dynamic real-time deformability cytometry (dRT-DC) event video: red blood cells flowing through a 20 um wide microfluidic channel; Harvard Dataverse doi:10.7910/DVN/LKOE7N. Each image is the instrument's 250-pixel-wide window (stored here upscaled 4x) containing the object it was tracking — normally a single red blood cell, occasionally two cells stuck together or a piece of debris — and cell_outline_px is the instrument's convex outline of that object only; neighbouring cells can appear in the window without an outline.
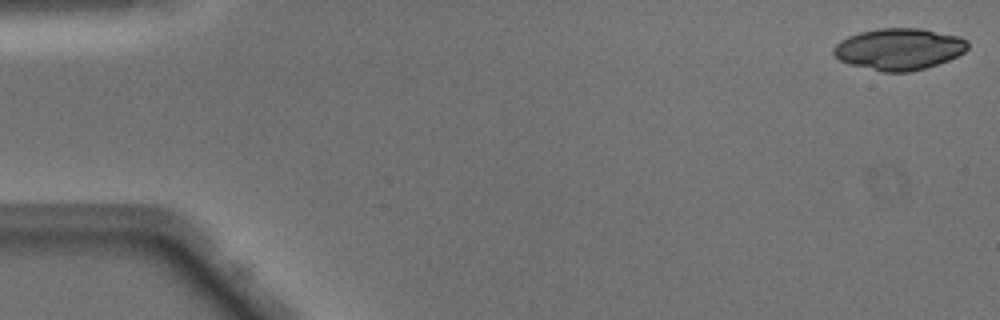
{"species": "Egyptian fruit bat (a non-hibernating species)", "species_latin": "Rousettus aegyptiacus", "temperature_condition": "warm", "stored_images_in_passage": 46, "camera_frame_rate_fps": 3000, "um_per_image_px": 0.085, "animal": {"sex": "male"}, "frame": {"image": 1, "passage_image": 1, "time_ms": 0.0, "image_size_px": [1000, 320], "cell_outline_px": [[968, 48], [964, 52], [948, 60], [924, 68], [908, 72], [884, 72], [848, 64], [840, 60], [832, 52], [832, 48], [840, 40], [848, 36], [860, 32], [880, 28], [920, 28], [960, 36], [968, 40]], "centroid_in_image_um": [76.41, 4.16], "position_along_channel_um": 8.6, "area_um2": 32.54}}
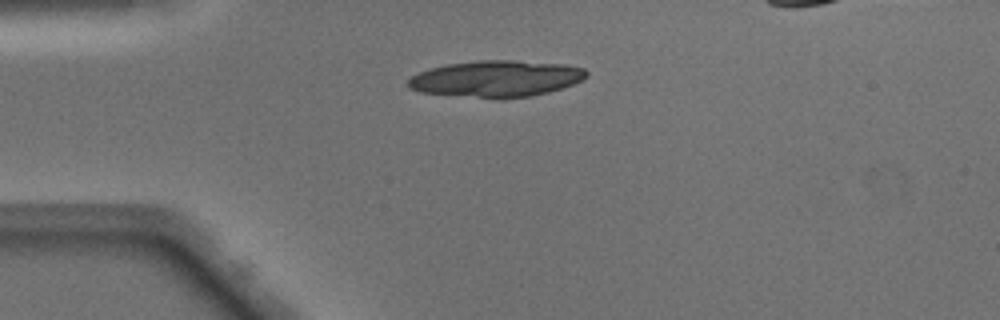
{"frame": {"image": 2, "passage_image": 12, "time_ms": 3.667, "image_size_px": [1000, 320], "cell_outline_px": [[588, 76], [584, 80], [548, 92], [528, 96], [500, 100], [420, 92], [408, 88], [408, 80], [412, 76], [420, 72], [432, 68], [448, 64], [476, 60], [512, 60], [564, 64], [584, 68], [588, 72]], "centroid_in_image_um": [42.19, 6.7], "position_along_channel_um": 42.8, "area_um2": 38.09}}